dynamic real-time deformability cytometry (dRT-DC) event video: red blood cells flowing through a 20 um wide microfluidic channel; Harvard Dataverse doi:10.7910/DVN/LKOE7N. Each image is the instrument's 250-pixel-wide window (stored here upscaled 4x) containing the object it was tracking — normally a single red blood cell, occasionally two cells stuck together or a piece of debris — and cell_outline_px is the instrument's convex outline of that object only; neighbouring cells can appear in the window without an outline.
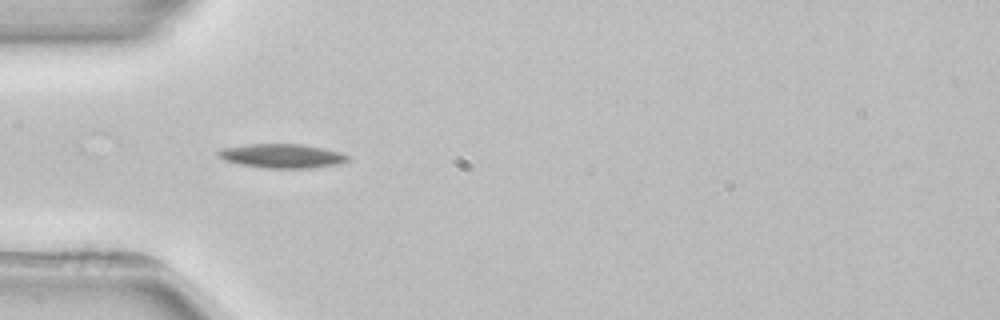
{"species": "common noctule bat (a hibernating species)", "species_latin": "Nyctalus noctula", "temperature_condition": "room temperature", "stored_images_in_passage": 3, "camera_frame_rate_fps": 3000, "um_per_image_px": 0.085, "animal": {"sex": "female", "body_mass_g": 22.7, "forearm_length_mm": 54.2}, "frame": {"image": 1, "passage_image": 3, "time_ms": 2.667, "image_size_px": [1000, 320], "cell_outline_px": [[348, 160], [340, 164], [312, 168], [264, 168], [240, 164], [224, 160], [216, 156], [216, 152], [220, 148], [248, 144], [304, 144], [324, 148], [340, 152], [348, 156]], "centroid_in_image_um": [23.94, 13.25], "position_along_channel_um": 61.1, "area_um2": 18.38}}